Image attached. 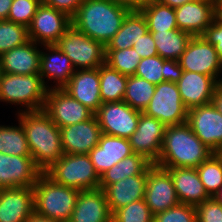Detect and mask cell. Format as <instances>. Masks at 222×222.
Masks as SVG:
<instances>
[{
	"label": "cell",
	"mask_w": 222,
	"mask_h": 222,
	"mask_svg": "<svg viewBox=\"0 0 222 222\" xmlns=\"http://www.w3.org/2000/svg\"><path fill=\"white\" fill-rule=\"evenodd\" d=\"M31 157L44 173L63 156L60 128L43 111L19 112Z\"/></svg>",
	"instance_id": "1"
},
{
	"label": "cell",
	"mask_w": 222,
	"mask_h": 222,
	"mask_svg": "<svg viewBox=\"0 0 222 222\" xmlns=\"http://www.w3.org/2000/svg\"><path fill=\"white\" fill-rule=\"evenodd\" d=\"M130 11L112 0H84L72 17V25L106 46Z\"/></svg>",
	"instance_id": "2"
},
{
	"label": "cell",
	"mask_w": 222,
	"mask_h": 222,
	"mask_svg": "<svg viewBox=\"0 0 222 222\" xmlns=\"http://www.w3.org/2000/svg\"><path fill=\"white\" fill-rule=\"evenodd\" d=\"M214 152L194 134L190 125L185 122L167 126L162 150L154 163L162 168H197Z\"/></svg>",
	"instance_id": "3"
},
{
	"label": "cell",
	"mask_w": 222,
	"mask_h": 222,
	"mask_svg": "<svg viewBox=\"0 0 222 222\" xmlns=\"http://www.w3.org/2000/svg\"><path fill=\"white\" fill-rule=\"evenodd\" d=\"M35 212L50 219L68 222L80 190L55 183L42 173L33 186Z\"/></svg>",
	"instance_id": "4"
},
{
	"label": "cell",
	"mask_w": 222,
	"mask_h": 222,
	"mask_svg": "<svg viewBox=\"0 0 222 222\" xmlns=\"http://www.w3.org/2000/svg\"><path fill=\"white\" fill-rule=\"evenodd\" d=\"M47 91L39 74L4 73L0 80V101L26 106L18 113L43 110Z\"/></svg>",
	"instance_id": "5"
},
{
	"label": "cell",
	"mask_w": 222,
	"mask_h": 222,
	"mask_svg": "<svg viewBox=\"0 0 222 222\" xmlns=\"http://www.w3.org/2000/svg\"><path fill=\"white\" fill-rule=\"evenodd\" d=\"M44 173L55 183L80 191L98 189L100 184L88 154H63Z\"/></svg>",
	"instance_id": "6"
},
{
	"label": "cell",
	"mask_w": 222,
	"mask_h": 222,
	"mask_svg": "<svg viewBox=\"0 0 222 222\" xmlns=\"http://www.w3.org/2000/svg\"><path fill=\"white\" fill-rule=\"evenodd\" d=\"M55 45L67 55L76 70L99 68L105 64V46L73 25Z\"/></svg>",
	"instance_id": "7"
},
{
	"label": "cell",
	"mask_w": 222,
	"mask_h": 222,
	"mask_svg": "<svg viewBox=\"0 0 222 222\" xmlns=\"http://www.w3.org/2000/svg\"><path fill=\"white\" fill-rule=\"evenodd\" d=\"M143 113L158 119L166 126H171L187 122L188 110L181 100L177 84L164 81L156 85L149 105Z\"/></svg>",
	"instance_id": "8"
},
{
	"label": "cell",
	"mask_w": 222,
	"mask_h": 222,
	"mask_svg": "<svg viewBox=\"0 0 222 222\" xmlns=\"http://www.w3.org/2000/svg\"><path fill=\"white\" fill-rule=\"evenodd\" d=\"M71 26L69 15L41 3L28 26L29 39L43 46L53 45Z\"/></svg>",
	"instance_id": "9"
},
{
	"label": "cell",
	"mask_w": 222,
	"mask_h": 222,
	"mask_svg": "<svg viewBox=\"0 0 222 222\" xmlns=\"http://www.w3.org/2000/svg\"><path fill=\"white\" fill-rule=\"evenodd\" d=\"M183 71L197 72L222 81V61L218 58L215 47L202 36H193L183 54L178 59Z\"/></svg>",
	"instance_id": "10"
},
{
	"label": "cell",
	"mask_w": 222,
	"mask_h": 222,
	"mask_svg": "<svg viewBox=\"0 0 222 222\" xmlns=\"http://www.w3.org/2000/svg\"><path fill=\"white\" fill-rule=\"evenodd\" d=\"M140 114L124 101L102 103L95 113L103 134L127 139L136 131Z\"/></svg>",
	"instance_id": "11"
},
{
	"label": "cell",
	"mask_w": 222,
	"mask_h": 222,
	"mask_svg": "<svg viewBox=\"0 0 222 222\" xmlns=\"http://www.w3.org/2000/svg\"><path fill=\"white\" fill-rule=\"evenodd\" d=\"M43 111L59 128L86 121L94 115L65 90L57 88L47 91Z\"/></svg>",
	"instance_id": "12"
},
{
	"label": "cell",
	"mask_w": 222,
	"mask_h": 222,
	"mask_svg": "<svg viewBox=\"0 0 222 222\" xmlns=\"http://www.w3.org/2000/svg\"><path fill=\"white\" fill-rule=\"evenodd\" d=\"M144 200L153 215L180 204L167 169L153 163L149 166Z\"/></svg>",
	"instance_id": "13"
},
{
	"label": "cell",
	"mask_w": 222,
	"mask_h": 222,
	"mask_svg": "<svg viewBox=\"0 0 222 222\" xmlns=\"http://www.w3.org/2000/svg\"><path fill=\"white\" fill-rule=\"evenodd\" d=\"M187 123L194 134L214 153L222 150V114L212 103L188 110Z\"/></svg>",
	"instance_id": "14"
},
{
	"label": "cell",
	"mask_w": 222,
	"mask_h": 222,
	"mask_svg": "<svg viewBox=\"0 0 222 222\" xmlns=\"http://www.w3.org/2000/svg\"><path fill=\"white\" fill-rule=\"evenodd\" d=\"M166 127L158 119L141 112L136 131L128 138L133 152L154 164L162 150Z\"/></svg>",
	"instance_id": "15"
},
{
	"label": "cell",
	"mask_w": 222,
	"mask_h": 222,
	"mask_svg": "<svg viewBox=\"0 0 222 222\" xmlns=\"http://www.w3.org/2000/svg\"><path fill=\"white\" fill-rule=\"evenodd\" d=\"M42 173L31 156L0 152V188L33 187Z\"/></svg>",
	"instance_id": "16"
},
{
	"label": "cell",
	"mask_w": 222,
	"mask_h": 222,
	"mask_svg": "<svg viewBox=\"0 0 222 222\" xmlns=\"http://www.w3.org/2000/svg\"><path fill=\"white\" fill-rule=\"evenodd\" d=\"M60 132L63 154H89L102 134L95 114L86 121L60 128Z\"/></svg>",
	"instance_id": "17"
},
{
	"label": "cell",
	"mask_w": 222,
	"mask_h": 222,
	"mask_svg": "<svg viewBox=\"0 0 222 222\" xmlns=\"http://www.w3.org/2000/svg\"><path fill=\"white\" fill-rule=\"evenodd\" d=\"M174 10L178 29L192 36H201L219 13L213 0L191 1Z\"/></svg>",
	"instance_id": "18"
},
{
	"label": "cell",
	"mask_w": 222,
	"mask_h": 222,
	"mask_svg": "<svg viewBox=\"0 0 222 222\" xmlns=\"http://www.w3.org/2000/svg\"><path fill=\"white\" fill-rule=\"evenodd\" d=\"M176 84L185 108L190 110L211 103L219 82L211 76L183 71Z\"/></svg>",
	"instance_id": "19"
},
{
	"label": "cell",
	"mask_w": 222,
	"mask_h": 222,
	"mask_svg": "<svg viewBox=\"0 0 222 222\" xmlns=\"http://www.w3.org/2000/svg\"><path fill=\"white\" fill-rule=\"evenodd\" d=\"M62 89L94 114L102 105L99 68L76 70Z\"/></svg>",
	"instance_id": "20"
},
{
	"label": "cell",
	"mask_w": 222,
	"mask_h": 222,
	"mask_svg": "<svg viewBox=\"0 0 222 222\" xmlns=\"http://www.w3.org/2000/svg\"><path fill=\"white\" fill-rule=\"evenodd\" d=\"M34 211L33 187L0 188V222H25Z\"/></svg>",
	"instance_id": "21"
},
{
	"label": "cell",
	"mask_w": 222,
	"mask_h": 222,
	"mask_svg": "<svg viewBox=\"0 0 222 222\" xmlns=\"http://www.w3.org/2000/svg\"><path fill=\"white\" fill-rule=\"evenodd\" d=\"M133 153L127 138L102 133L98 145L88 155L96 172L101 176L105 171Z\"/></svg>",
	"instance_id": "22"
},
{
	"label": "cell",
	"mask_w": 222,
	"mask_h": 222,
	"mask_svg": "<svg viewBox=\"0 0 222 222\" xmlns=\"http://www.w3.org/2000/svg\"><path fill=\"white\" fill-rule=\"evenodd\" d=\"M68 222H112V214L102 189L80 191Z\"/></svg>",
	"instance_id": "23"
},
{
	"label": "cell",
	"mask_w": 222,
	"mask_h": 222,
	"mask_svg": "<svg viewBox=\"0 0 222 222\" xmlns=\"http://www.w3.org/2000/svg\"><path fill=\"white\" fill-rule=\"evenodd\" d=\"M148 170L149 167L142 174L126 177L103 189L111 214L131 202L144 199Z\"/></svg>",
	"instance_id": "24"
},
{
	"label": "cell",
	"mask_w": 222,
	"mask_h": 222,
	"mask_svg": "<svg viewBox=\"0 0 222 222\" xmlns=\"http://www.w3.org/2000/svg\"><path fill=\"white\" fill-rule=\"evenodd\" d=\"M44 47L43 49L48 50L49 53L41 50L39 75L48 90L51 87L46 84L45 78L56 81L57 84L52 88L62 89L69 82L76 69L71 60L57 45H44Z\"/></svg>",
	"instance_id": "25"
},
{
	"label": "cell",
	"mask_w": 222,
	"mask_h": 222,
	"mask_svg": "<svg viewBox=\"0 0 222 222\" xmlns=\"http://www.w3.org/2000/svg\"><path fill=\"white\" fill-rule=\"evenodd\" d=\"M38 43L28 41L26 44L15 47L0 56L4 73L30 75L39 74L41 50Z\"/></svg>",
	"instance_id": "26"
},
{
	"label": "cell",
	"mask_w": 222,
	"mask_h": 222,
	"mask_svg": "<svg viewBox=\"0 0 222 222\" xmlns=\"http://www.w3.org/2000/svg\"><path fill=\"white\" fill-rule=\"evenodd\" d=\"M172 177L180 204L196 206L210 198L196 168H167Z\"/></svg>",
	"instance_id": "27"
},
{
	"label": "cell",
	"mask_w": 222,
	"mask_h": 222,
	"mask_svg": "<svg viewBox=\"0 0 222 222\" xmlns=\"http://www.w3.org/2000/svg\"><path fill=\"white\" fill-rule=\"evenodd\" d=\"M148 26L145 17L139 10H131L124 18L121 28L107 43L105 49L122 50L131 48L146 33Z\"/></svg>",
	"instance_id": "28"
},
{
	"label": "cell",
	"mask_w": 222,
	"mask_h": 222,
	"mask_svg": "<svg viewBox=\"0 0 222 222\" xmlns=\"http://www.w3.org/2000/svg\"><path fill=\"white\" fill-rule=\"evenodd\" d=\"M152 164L145 156L133 153L119 161L100 176L99 188L118 182L126 177L142 174Z\"/></svg>",
	"instance_id": "29"
},
{
	"label": "cell",
	"mask_w": 222,
	"mask_h": 222,
	"mask_svg": "<svg viewBox=\"0 0 222 222\" xmlns=\"http://www.w3.org/2000/svg\"><path fill=\"white\" fill-rule=\"evenodd\" d=\"M158 55L163 59L176 60L185 51L188 42L193 37L190 33L175 29L163 32H151Z\"/></svg>",
	"instance_id": "30"
},
{
	"label": "cell",
	"mask_w": 222,
	"mask_h": 222,
	"mask_svg": "<svg viewBox=\"0 0 222 222\" xmlns=\"http://www.w3.org/2000/svg\"><path fill=\"white\" fill-rule=\"evenodd\" d=\"M139 11L145 17L149 32L178 29L174 8L164 5L159 1H149Z\"/></svg>",
	"instance_id": "31"
},
{
	"label": "cell",
	"mask_w": 222,
	"mask_h": 222,
	"mask_svg": "<svg viewBox=\"0 0 222 222\" xmlns=\"http://www.w3.org/2000/svg\"><path fill=\"white\" fill-rule=\"evenodd\" d=\"M99 77L102 103L123 101L128 76L103 64L99 67Z\"/></svg>",
	"instance_id": "32"
},
{
	"label": "cell",
	"mask_w": 222,
	"mask_h": 222,
	"mask_svg": "<svg viewBox=\"0 0 222 222\" xmlns=\"http://www.w3.org/2000/svg\"><path fill=\"white\" fill-rule=\"evenodd\" d=\"M156 85L135 75L128 76L123 101L131 108L143 112L155 92Z\"/></svg>",
	"instance_id": "33"
},
{
	"label": "cell",
	"mask_w": 222,
	"mask_h": 222,
	"mask_svg": "<svg viewBox=\"0 0 222 222\" xmlns=\"http://www.w3.org/2000/svg\"><path fill=\"white\" fill-rule=\"evenodd\" d=\"M196 170L208 195L215 197L222 189V155L213 153Z\"/></svg>",
	"instance_id": "34"
},
{
	"label": "cell",
	"mask_w": 222,
	"mask_h": 222,
	"mask_svg": "<svg viewBox=\"0 0 222 222\" xmlns=\"http://www.w3.org/2000/svg\"><path fill=\"white\" fill-rule=\"evenodd\" d=\"M19 126L0 125V152L15 156H31L26 135Z\"/></svg>",
	"instance_id": "35"
},
{
	"label": "cell",
	"mask_w": 222,
	"mask_h": 222,
	"mask_svg": "<svg viewBox=\"0 0 222 222\" xmlns=\"http://www.w3.org/2000/svg\"><path fill=\"white\" fill-rule=\"evenodd\" d=\"M105 53V64L127 76L135 74L141 60V56L132 47L122 50L105 49Z\"/></svg>",
	"instance_id": "36"
},
{
	"label": "cell",
	"mask_w": 222,
	"mask_h": 222,
	"mask_svg": "<svg viewBox=\"0 0 222 222\" xmlns=\"http://www.w3.org/2000/svg\"><path fill=\"white\" fill-rule=\"evenodd\" d=\"M28 41H30L28 27L8 20H0V56Z\"/></svg>",
	"instance_id": "37"
},
{
	"label": "cell",
	"mask_w": 222,
	"mask_h": 222,
	"mask_svg": "<svg viewBox=\"0 0 222 222\" xmlns=\"http://www.w3.org/2000/svg\"><path fill=\"white\" fill-rule=\"evenodd\" d=\"M153 219L144 199L131 202L112 214V222H153Z\"/></svg>",
	"instance_id": "38"
},
{
	"label": "cell",
	"mask_w": 222,
	"mask_h": 222,
	"mask_svg": "<svg viewBox=\"0 0 222 222\" xmlns=\"http://www.w3.org/2000/svg\"><path fill=\"white\" fill-rule=\"evenodd\" d=\"M165 60L159 55L142 58L134 75L158 85L165 81Z\"/></svg>",
	"instance_id": "39"
},
{
	"label": "cell",
	"mask_w": 222,
	"mask_h": 222,
	"mask_svg": "<svg viewBox=\"0 0 222 222\" xmlns=\"http://www.w3.org/2000/svg\"><path fill=\"white\" fill-rule=\"evenodd\" d=\"M40 4V0H13L7 20L28 27Z\"/></svg>",
	"instance_id": "40"
},
{
	"label": "cell",
	"mask_w": 222,
	"mask_h": 222,
	"mask_svg": "<svg viewBox=\"0 0 222 222\" xmlns=\"http://www.w3.org/2000/svg\"><path fill=\"white\" fill-rule=\"evenodd\" d=\"M153 222H197L195 206L178 204L175 207L156 213Z\"/></svg>",
	"instance_id": "41"
},
{
	"label": "cell",
	"mask_w": 222,
	"mask_h": 222,
	"mask_svg": "<svg viewBox=\"0 0 222 222\" xmlns=\"http://www.w3.org/2000/svg\"><path fill=\"white\" fill-rule=\"evenodd\" d=\"M197 222H222V203L210 197L195 206Z\"/></svg>",
	"instance_id": "42"
},
{
	"label": "cell",
	"mask_w": 222,
	"mask_h": 222,
	"mask_svg": "<svg viewBox=\"0 0 222 222\" xmlns=\"http://www.w3.org/2000/svg\"><path fill=\"white\" fill-rule=\"evenodd\" d=\"M209 44L215 47L218 58L222 61V11L201 35Z\"/></svg>",
	"instance_id": "43"
},
{
	"label": "cell",
	"mask_w": 222,
	"mask_h": 222,
	"mask_svg": "<svg viewBox=\"0 0 222 222\" xmlns=\"http://www.w3.org/2000/svg\"><path fill=\"white\" fill-rule=\"evenodd\" d=\"M132 48H134L136 52L141 56V59L158 55L151 32H148L145 35L141 36L136 41V43L133 44Z\"/></svg>",
	"instance_id": "44"
},
{
	"label": "cell",
	"mask_w": 222,
	"mask_h": 222,
	"mask_svg": "<svg viewBox=\"0 0 222 222\" xmlns=\"http://www.w3.org/2000/svg\"><path fill=\"white\" fill-rule=\"evenodd\" d=\"M42 4L60 10L71 18L77 13L84 0H40Z\"/></svg>",
	"instance_id": "45"
},
{
	"label": "cell",
	"mask_w": 222,
	"mask_h": 222,
	"mask_svg": "<svg viewBox=\"0 0 222 222\" xmlns=\"http://www.w3.org/2000/svg\"><path fill=\"white\" fill-rule=\"evenodd\" d=\"M183 69L176 60H165V81L177 83L182 75Z\"/></svg>",
	"instance_id": "46"
},
{
	"label": "cell",
	"mask_w": 222,
	"mask_h": 222,
	"mask_svg": "<svg viewBox=\"0 0 222 222\" xmlns=\"http://www.w3.org/2000/svg\"><path fill=\"white\" fill-rule=\"evenodd\" d=\"M114 3L125 6L130 10H140L146 3L144 0H112Z\"/></svg>",
	"instance_id": "47"
},
{
	"label": "cell",
	"mask_w": 222,
	"mask_h": 222,
	"mask_svg": "<svg viewBox=\"0 0 222 222\" xmlns=\"http://www.w3.org/2000/svg\"><path fill=\"white\" fill-rule=\"evenodd\" d=\"M211 103L222 114V81L216 87Z\"/></svg>",
	"instance_id": "48"
},
{
	"label": "cell",
	"mask_w": 222,
	"mask_h": 222,
	"mask_svg": "<svg viewBox=\"0 0 222 222\" xmlns=\"http://www.w3.org/2000/svg\"><path fill=\"white\" fill-rule=\"evenodd\" d=\"M13 0H0V20H7Z\"/></svg>",
	"instance_id": "49"
},
{
	"label": "cell",
	"mask_w": 222,
	"mask_h": 222,
	"mask_svg": "<svg viewBox=\"0 0 222 222\" xmlns=\"http://www.w3.org/2000/svg\"><path fill=\"white\" fill-rule=\"evenodd\" d=\"M25 222H63L57 219L46 218L45 216L39 215L35 211L25 220Z\"/></svg>",
	"instance_id": "50"
},
{
	"label": "cell",
	"mask_w": 222,
	"mask_h": 222,
	"mask_svg": "<svg viewBox=\"0 0 222 222\" xmlns=\"http://www.w3.org/2000/svg\"><path fill=\"white\" fill-rule=\"evenodd\" d=\"M157 1L171 8H177L179 6H182L183 4L196 0H157Z\"/></svg>",
	"instance_id": "51"
},
{
	"label": "cell",
	"mask_w": 222,
	"mask_h": 222,
	"mask_svg": "<svg viewBox=\"0 0 222 222\" xmlns=\"http://www.w3.org/2000/svg\"><path fill=\"white\" fill-rule=\"evenodd\" d=\"M215 3V7L218 12L222 11V0H213Z\"/></svg>",
	"instance_id": "52"
},
{
	"label": "cell",
	"mask_w": 222,
	"mask_h": 222,
	"mask_svg": "<svg viewBox=\"0 0 222 222\" xmlns=\"http://www.w3.org/2000/svg\"><path fill=\"white\" fill-rule=\"evenodd\" d=\"M215 197H216V199H217L220 203H222V189L220 190V192H219Z\"/></svg>",
	"instance_id": "53"
},
{
	"label": "cell",
	"mask_w": 222,
	"mask_h": 222,
	"mask_svg": "<svg viewBox=\"0 0 222 222\" xmlns=\"http://www.w3.org/2000/svg\"><path fill=\"white\" fill-rule=\"evenodd\" d=\"M3 74H4V71H3V68H2L1 61H0V80L3 77Z\"/></svg>",
	"instance_id": "54"
},
{
	"label": "cell",
	"mask_w": 222,
	"mask_h": 222,
	"mask_svg": "<svg viewBox=\"0 0 222 222\" xmlns=\"http://www.w3.org/2000/svg\"><path fill=\"white\" fill-rule=\"evenodd\" d=\"M144 1L147 3V2H149V1H157V0H144Z\"/></svg>",
	"instance_id": "55"
}]
</instances>
